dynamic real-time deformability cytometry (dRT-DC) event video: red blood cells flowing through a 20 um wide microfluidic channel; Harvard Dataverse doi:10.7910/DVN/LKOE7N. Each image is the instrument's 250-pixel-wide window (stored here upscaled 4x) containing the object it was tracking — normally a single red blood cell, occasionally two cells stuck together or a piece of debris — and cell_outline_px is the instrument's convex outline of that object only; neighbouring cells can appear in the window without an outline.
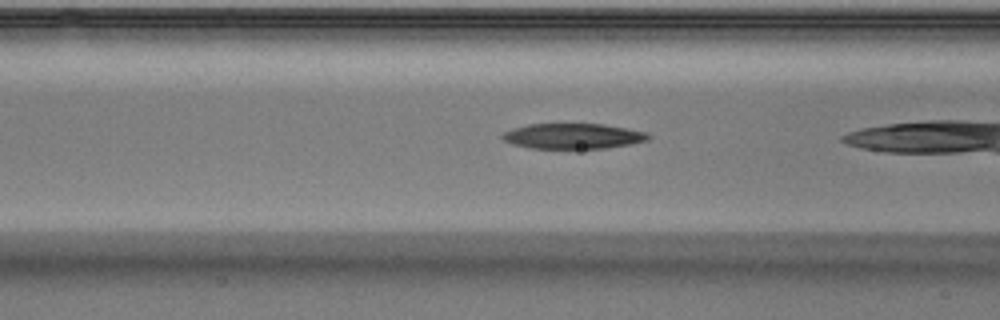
{"species": "Egyptian fruit bat (a non-hibernating species)", "species_latin": "Rousettus aegyptiacus", "temperature_condition": "warm", "stored_images_in_passage": 5, "camera_frame_rate_fps": 3000, "um_per_image_px": 0.085, "animal": {"sex": "male"}, "frame": {"image": 1, "passage_image": 4, "time_ms": 1.0, "image_size_px": [1000, 320], "cell_outline_px": [[652, 136], [648, 140], [628, 144], [604, 148], [528, 148], [512, 144], [504, 140], [500, 136], [504, 132], [512, 128], [528, 124], [604, 124], [648, 132]], "centroid_in_image_um": [48.69, 11.56], "position_along_channel_um": 117.9, "area_um2": 21.56}}